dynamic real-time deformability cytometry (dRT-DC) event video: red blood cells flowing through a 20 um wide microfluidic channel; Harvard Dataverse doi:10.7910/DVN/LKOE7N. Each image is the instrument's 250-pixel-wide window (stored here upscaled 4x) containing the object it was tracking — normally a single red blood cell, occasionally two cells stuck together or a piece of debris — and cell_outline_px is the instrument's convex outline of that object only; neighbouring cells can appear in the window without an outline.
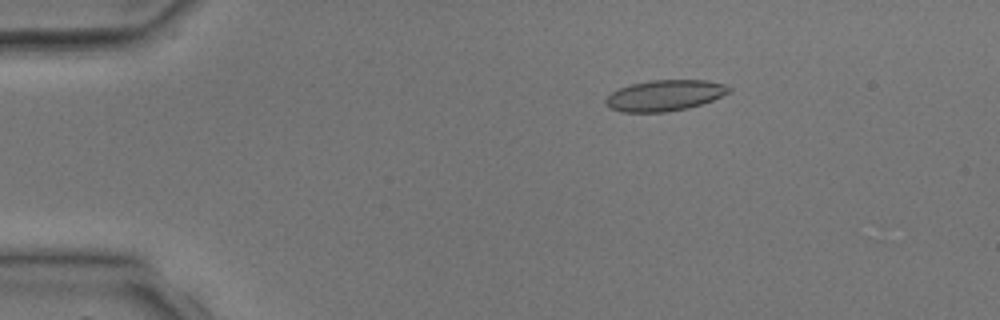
{"species": "common noctule bat (a hibernating species)", "species_latin": "Nyctalus noctula", "temperature_condition": "room temperature", "stored_images_in_passage": 3, "camera_frame_rate_fps": 3000, "um_per_image_px": 0.085, "animal": {"sex": "male", "body_mass_g": 17.9, "forearm_length_mm": 54.2}, "frame": {"image": 1, "passage_image": 3, "time_ms": 3.333, "image_size_px": [1000, 320], "cell_outline_px": [[732, 92], [712, 100], [688, 108], [664, 112], [620, 112], [608, 108], [604, 104], [604, 100], [612, 92], [620, 88], [632, 84], [652, 80], [708, 80], [724, 84], [732, 88]], "centroid_in_image_um": [56.5, 8.12], "position_along_channel_um": 28.5, "area_um2": 22.31}}